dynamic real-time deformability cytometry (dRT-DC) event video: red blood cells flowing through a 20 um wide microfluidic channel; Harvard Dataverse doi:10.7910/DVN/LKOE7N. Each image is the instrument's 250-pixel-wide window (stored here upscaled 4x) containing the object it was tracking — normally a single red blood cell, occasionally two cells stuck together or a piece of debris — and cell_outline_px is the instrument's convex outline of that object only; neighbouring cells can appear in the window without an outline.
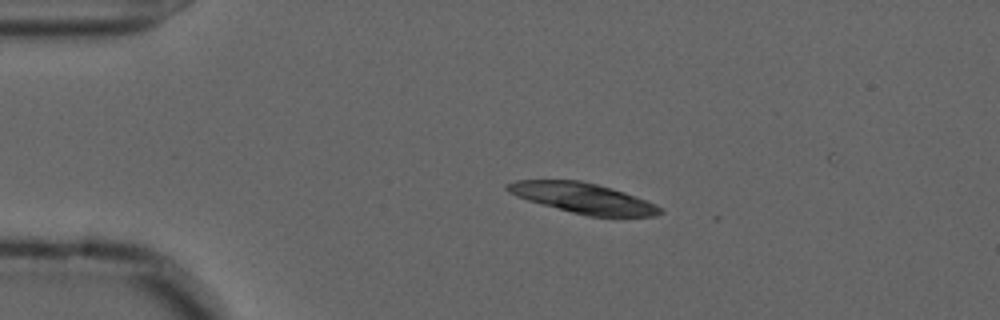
{"species": "common noctule bat (a hibernating species)", "species_latin": "Nyctalus noctula", "temperature_condition": "cold", "stored_images_in_passage": 16, "camera_frame_rate_fps": 3000, "um_per_image_px": 0.085, "animal": {"sex": "male", "forearm_length_mm": 52.5}, "frame": {"image": 1, "passage_image": 11, "time_ms": 3.333, "image_size_px": [1000, 320], "cell_outline_px": [[664, 212], [656, 216], [588, 216], [572, 212], [528, 200], [516, 196], [508, 192], [504, 188], [504, 184], [516, 180], [580, 180], [612, 188], [624, 192], [656, 204]], "centroid_in_image_um": [49.53, 16.83], "position_along_channel_um": 35.5, "area_um2": 26.76}}